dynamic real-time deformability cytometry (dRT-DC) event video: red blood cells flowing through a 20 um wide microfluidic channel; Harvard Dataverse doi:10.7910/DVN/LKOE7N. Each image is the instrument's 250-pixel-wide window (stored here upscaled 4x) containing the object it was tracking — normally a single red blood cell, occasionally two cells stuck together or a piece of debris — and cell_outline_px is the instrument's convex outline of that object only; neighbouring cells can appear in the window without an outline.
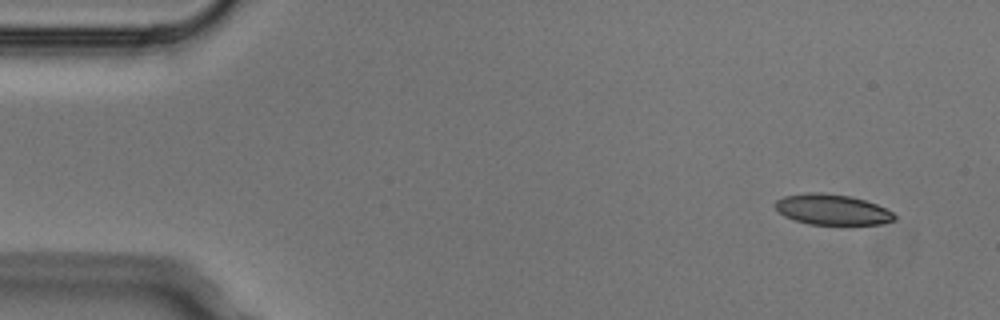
{"species": "Egyptian fruit bat (a non-hibernating species)", "species_latin": "Rousettus aegyptiacus", "temperature_condition": "cold", "stored_images_in_passage": 5, "camera_frame_rate_fps": 3000, "um_per_image_px": 0.085, "animal": {"sex": "male"}, "frame": {"image": 1, "passage_image": 1, "time_ms": 0.0, "image_size_px": [1000, 320], "cell_outline_px": [[896, 220], [880, 224], [808, 224], [784, 216], [772, 204], [776, 200], [784, 196], [808, 192], [824, 192], [852, 196], [876, 204], [892, 212], [896, 216]], "centroid_in_image_um": [70.71, 17.8], "position_along_channel_um": 14.3, "area_um2": 21.27}}